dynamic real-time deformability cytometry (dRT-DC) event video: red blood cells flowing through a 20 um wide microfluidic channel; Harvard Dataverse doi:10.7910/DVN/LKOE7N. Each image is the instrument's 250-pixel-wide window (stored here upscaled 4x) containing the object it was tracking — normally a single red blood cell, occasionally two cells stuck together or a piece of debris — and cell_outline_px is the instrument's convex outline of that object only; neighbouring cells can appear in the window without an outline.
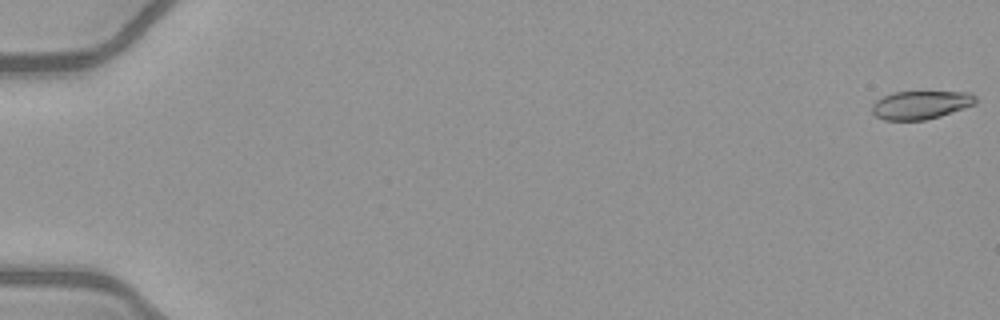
{"species": "common noctule bat (a hibernating species)", "species_latin": "Nyctalus noctula", "temperature_condition": "warm", "stored_images_in_passage": 53, "camera_frame_rate_fps": 3000, "um_per_image_px": 0.085, "animal": {"sex": "female", "body_mass_g": 21.9}, "frame": {"image": 1, "passage_image": 1, "time_ms": 0.0, "image_size_px": [1000, 320], "cell_outline_px": [[976, 104], [940, 116], [924, 120], [884, 120], [876, 116], [872, 112], [872, 104], [876, 100], [892, 92], [972, 92], [976, 96]], "centroid_in_image_um": [78.27, 8.91], "position_along_channel_um": 6.7, "area_um2": 17.11}}
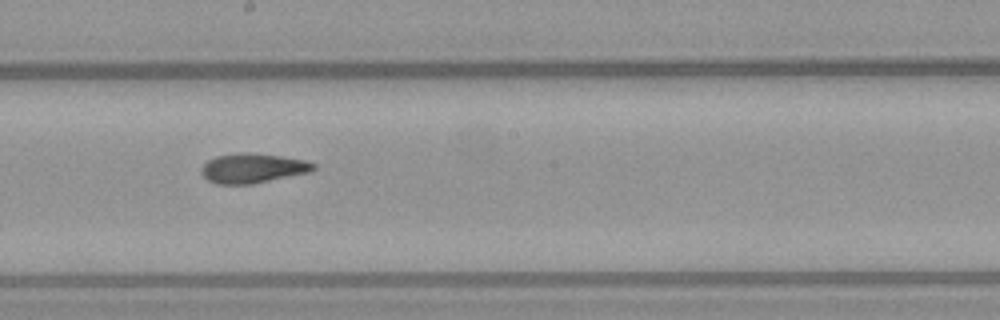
{"frame": {"image": 2, "passage_image": 31, "time_ms": 10.0, "image_size_px": [1000, 320], "cell_outline_px": [[316, 168], [312, 172], [252, 184], [216, 184], [208, 180], [200, 172], [200, 168], [208, 160], [216, 156], [240, 152], [248, 152], [280, 156], [304, 160], [316, 164]], "centroid_in_image_um": [21.48, 14.3], "position_along_channel_um": 226.7, "area_um2": 19.48}}
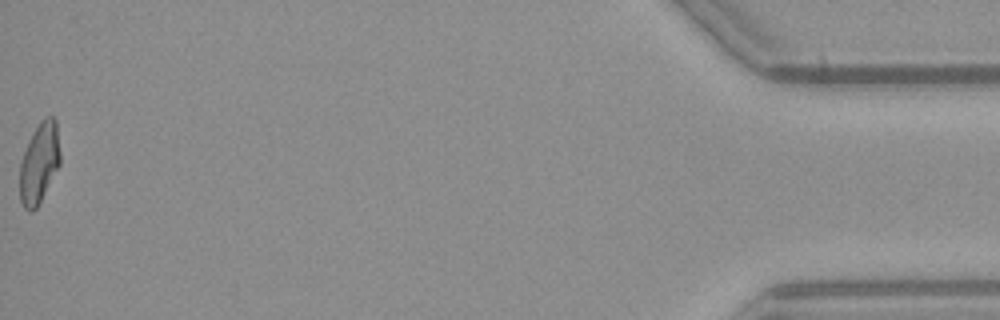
{"frame": {"image": 3, "passage_image": 53, "time_ms": 17.333, "image_size_px": [1000, 320], "cell_outline_px": [[60, 164], [36, 208], [32, 212], [28, 212], [24, 208], [20, 200], [20, 164], [28, 140], [40, 120], [44, 116], [52, 116], [56, 120], [60, 152]], "centroid_in_image_um": [3.34, 13.83], "position_along_channel_um": 431.9, "area_um2": 18.9}, "authors_computed_cell_mechanics": {"area_um2": 18.9006, "velocity_mm_per_s": 4.0808, "shape_relaxation_time_tau1_ms": null, "shape_relaxation_time_tau2_ms": 2.8807, "deformation_change_tau1": null, "deformation_change_tau2": 0.1156}}